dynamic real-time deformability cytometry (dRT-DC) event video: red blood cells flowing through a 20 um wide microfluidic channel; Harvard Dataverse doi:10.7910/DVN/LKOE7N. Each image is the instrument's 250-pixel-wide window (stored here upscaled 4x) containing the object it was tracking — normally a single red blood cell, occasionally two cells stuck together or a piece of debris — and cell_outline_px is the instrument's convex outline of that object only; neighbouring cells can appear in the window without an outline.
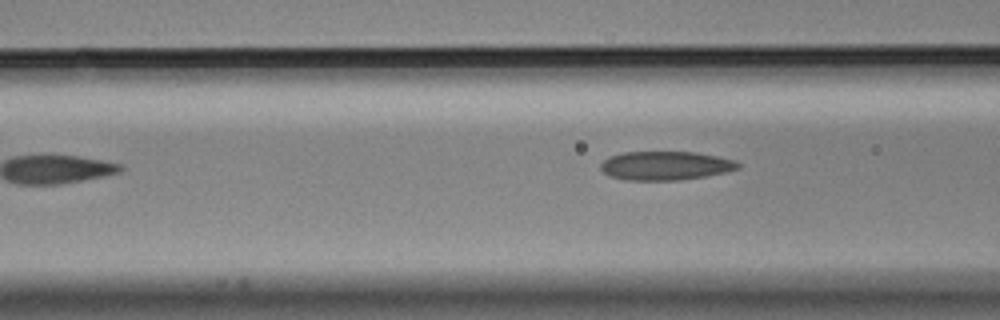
{"species": "Egyptian fruit bat (a non-hibernating species)", "species_latin": "Rousettus aegyptiacus", "temperature_condition": "cold", "stored_images_in_passage": 5, "camera_frame_rate_fps": 3000, "um_per_image_px": 0.085, "animal": {"sex": "male"}, "frame": {"image": 1, "passage_image": 5, "time_ms": 1.333, "image_size_px": [1000, 320], "cell_outline_px": [[740, 168], [728, 172], [704, 176], [676, 180], [624, 180], [612, 176], [604, 172], [600, 168], [600, 164], [608, 156], [624, 152], [696, 152], [720, 156], [736, 160], [740, 164]], "centroid_in_image_um": [56.6, 14.07], "position_along_channel_um": 110.0, "area_um2": 23.18}}